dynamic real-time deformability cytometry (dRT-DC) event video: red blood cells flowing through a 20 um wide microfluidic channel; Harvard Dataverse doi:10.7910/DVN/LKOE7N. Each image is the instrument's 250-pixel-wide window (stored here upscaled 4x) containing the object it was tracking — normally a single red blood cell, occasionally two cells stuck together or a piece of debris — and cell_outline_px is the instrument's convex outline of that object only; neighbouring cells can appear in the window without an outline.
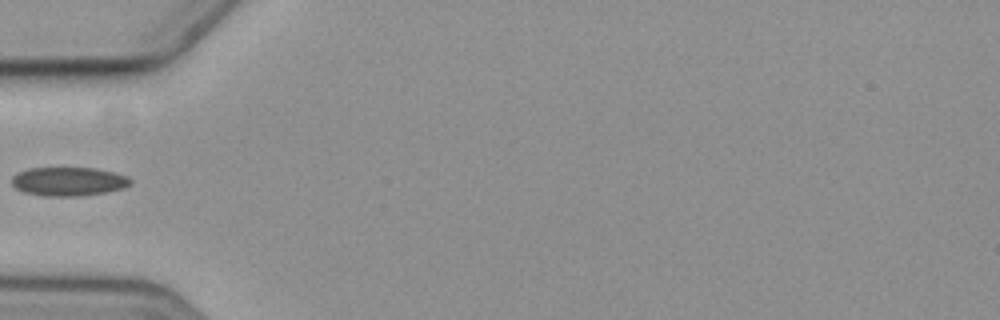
{"species": "common noctule bat (a hibernating species)", "species_latin": "Nyctalus noctula", "temperature_condition": "cold", "stored_images_in_passage": 4, "camera_frame_rate_fps": 3000, "um_per_image_px": 0.085, "animal": {"sex": "female", "body_mass_g": 19.3, "forearm_length_mm": 54.1}, "frame": {"image": 1, "passage_image": 3, "time_ms": 2.667, "image_size_px": [1000, 320], "cell_outline_px": [[132, 184], [124, 188], [104, 192], [80, 196], [44, 196], [24, 192], [16, 188], [12, 184], [12, 176], [28, 168], [96, 168], [128, 176], [132, 180]], "centroid_in_image_um": [5.84, 15.42], "position_along_channel_um": 79.2, "area_um2": 19.88}}
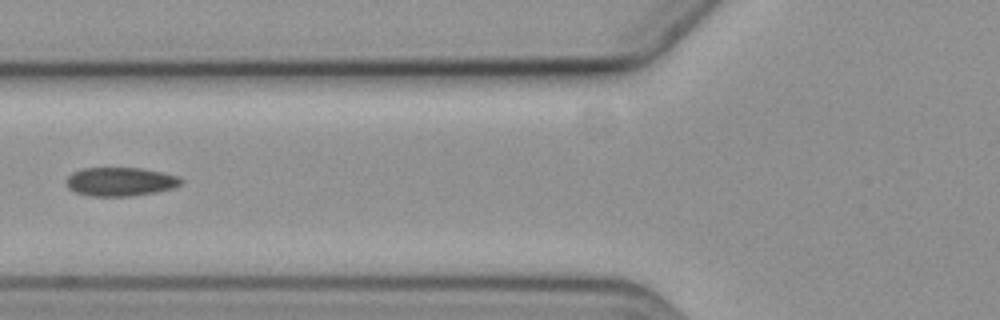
{"frame": {"image": 2, "passage_image": 4, "time_ms": 3.667, "image_size_px": [1000, 320], "cell_outline_px": [[184, 180], [180, 184], [172, 188], [156, 192], [132, 196], [88, 196], [76, 192], [68, 188], [64, 180], [72, 172], [84, 168], [140, 168], [180, 176]], "centroid_in_image_um": [10.21, 15.44], "position_along_channel_um": 115.6, "area_um2": 19.31}}